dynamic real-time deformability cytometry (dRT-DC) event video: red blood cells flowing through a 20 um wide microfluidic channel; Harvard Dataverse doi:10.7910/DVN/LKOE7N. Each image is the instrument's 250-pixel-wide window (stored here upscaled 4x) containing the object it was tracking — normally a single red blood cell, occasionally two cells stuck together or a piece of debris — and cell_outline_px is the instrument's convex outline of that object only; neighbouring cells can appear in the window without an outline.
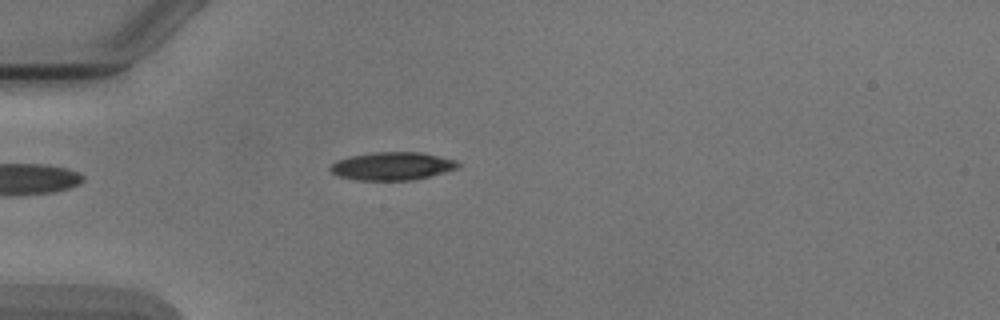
{"species": "Egyptian fruit bat (a non-hibernating species)", "species_latin": "Rousettus aegyptiacus", "temperature_condition": "cold", "stored_images_in_passage": 5, "camera_frame_rate_fps": 3000, "um_per_image_px": 0.085, "animal": {"sex": "male"}, "frame": {"image": 1, "passage_image": 5, "time_ms": 4.667, "image_size_px": [1000, 320], "cell_outline_px": [[460, 168], [412, 180], [360, 180], [340, 176], [332, 172], [328, 168], [336, 160], [352, 156], [372, 152], [420, 152], [456, 160], [460, 164]], "centroid_in_image_um": [33.35, 14.11], "position_along_channel_um": 51.6, "area_um2": 20.69}}